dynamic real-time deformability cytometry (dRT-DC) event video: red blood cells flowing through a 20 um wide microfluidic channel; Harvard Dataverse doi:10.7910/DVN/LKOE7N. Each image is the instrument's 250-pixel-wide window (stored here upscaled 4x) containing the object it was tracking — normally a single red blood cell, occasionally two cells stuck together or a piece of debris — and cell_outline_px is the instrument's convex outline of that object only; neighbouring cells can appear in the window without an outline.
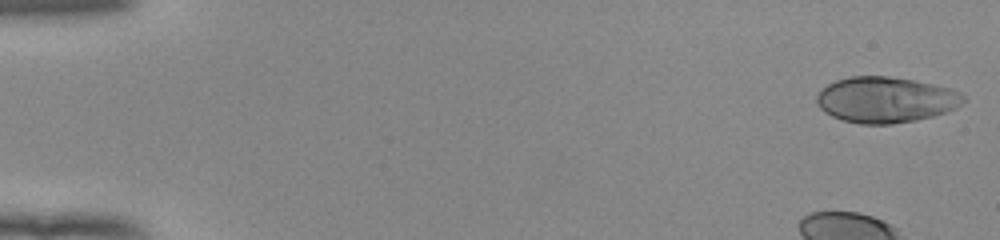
{"species": "human", "species_latin": "Homo sapiens", "temperature_condition": "room temperature", "stored_images_in_passage": 44, "camera_frame_rate_fps": 3000, "um_per_image_px": 0.085, "donor": {"sex": "female"}, "frame": {"image": 1, "passage_image": 1, "time_ms": 0.0, "image_size_px": [1000, 240], "cell_outline_px": [[964, 100], [956, 108], [948, 112], [916, 120], [892, 124], [860, 124], [840, 120], [824, 112], [816, 104], [816, 96], [828, 84], [836, 80], [848, 76], [888, 76], [916, 80], [952, 88], [960, 92], [964, 96]], "centroid_in_image_um": [75.28, 8.48], "position_along_channel_um": 9.7, "area_um2": 39.48}}